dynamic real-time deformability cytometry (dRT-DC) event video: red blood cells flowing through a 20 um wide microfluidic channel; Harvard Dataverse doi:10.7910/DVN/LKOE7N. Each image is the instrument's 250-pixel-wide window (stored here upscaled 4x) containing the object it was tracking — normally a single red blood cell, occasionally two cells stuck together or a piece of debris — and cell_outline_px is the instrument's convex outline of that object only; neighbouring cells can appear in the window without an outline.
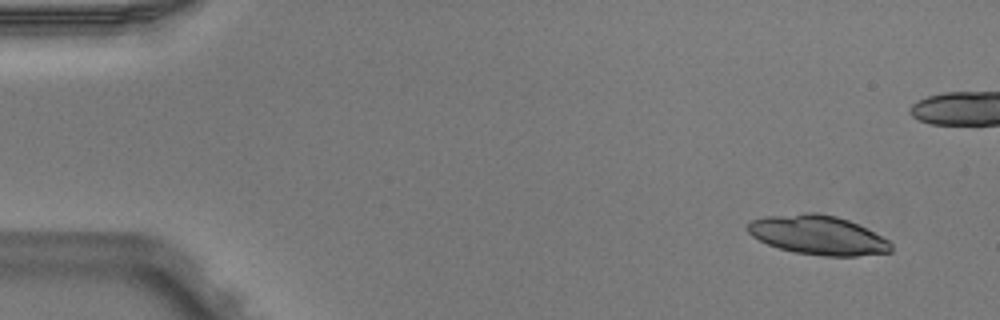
{"species": "Egyptian fruit bat (a non-hibernating species)", "species_latin": "Rousettus aegyptiacus", "temperature_condition": "warm", "stored_images_in_passage": 4, "camera_frame_rate_fps": 3000, "um_per_image_px": 0.085, "animal": {"sex": "male"}, "frame": {"image": 1, "passage_image": 1, "time_ms": 0.0, "image_size_px": [1000, 320], "cell_outline_px": [[892, 252], [856, 256], [824, 256], [792, 252], [768, 244], [752, 236], [748, 232], [748, 224], [752, 220], [764, 216], [804, 212], [816, 212], [836, 216], [848, 220], [888, 240], [892, 244]], "centroid_in_image_um": [69.51, 19.98], "position_along_channel_um": 15.5, "area_um2": 32.66}}